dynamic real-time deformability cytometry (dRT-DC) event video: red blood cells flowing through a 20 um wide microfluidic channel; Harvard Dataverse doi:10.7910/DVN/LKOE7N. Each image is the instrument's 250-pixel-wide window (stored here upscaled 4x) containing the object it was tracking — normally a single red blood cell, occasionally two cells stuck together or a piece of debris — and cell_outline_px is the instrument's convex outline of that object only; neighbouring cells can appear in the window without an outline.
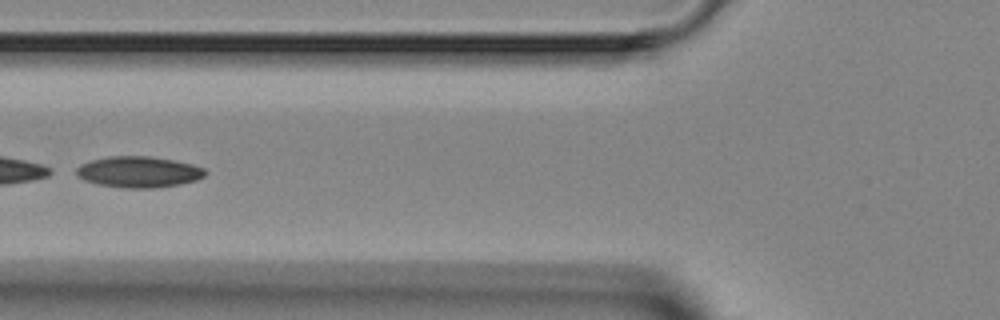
{"species": "Egyptian fruit bat (a non-hibernating species)", "species_latin": "Rousettus aegyptiacus", "temperature_condition": "room temperature", "stored_images_in_passage": 4, "camera_frame_rate_fps": 3000, "um_per_image_px": 0.085, "animal": {"sex": "female"}, "frame": {"image": 1, "passage_image": 4, "time_ms": 3.667, "image_size_px": [1000, 320], "cell_outline_px": [[208, 172], [204, 176], [196, 180], [180, 184], [152, 188], [124, 188], [96, 184], [84, 180], [76, 176], [76, 168], [80, 164], [92, 160], [108, 156], [148, 156], [172, 160], [192, 164], [204, 168]], "centroid_in_image_um": [11.76, 14.62], "position_along_channel_um": 114.0, "area_um2": 23.41}}